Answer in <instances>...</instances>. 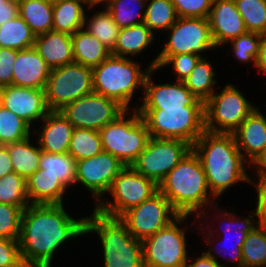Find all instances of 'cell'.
I'll return each instance as SVG.
<instances>
[{
    "label": "cell",
    "instance_id": "1",
    "mask_svg": "<svg viewBox=\"0 0 266 267\" xmlns=\"http://www.w3.org/2000/svg\"><path fill=\"white\" fill-rule=\"evenodd\" d=\"M86 217L74 219L63 204H30L22 212L20 257L25 267H51L53 254L67 240L85 234Z\"/></svg>",
    "mask_w": 266,
    "mask_h": 267
},
{
    "label": "cell",
    "instance_id": "2",
    "mask_svg": "<svg viewBox=\"0 0 266 267\" xmlns=\"http://www.w3.org/2000/svg\"><path fill=\"white\" fill-rule=\"evenodd\" d=\"M199 157L210 194L215 199L238 182H252L245 168L251 165L239 151L233 133L204 131L192 146Z\"/></svg>",
    "mask_w": 266,
    "mask_h": 267
},
{
    "label": "cell",
    "instance_id": "3",
    "mask_svg": "<svg viewBox=\"0 0 266 267\" xmlns=\"http://www.w3.org/2000/svg\"><path fill=\"white\" fill-rule=\"evenodd\" d=\"M159 191L180 215L202 216L213 204L206 175L197 154L191 150L158 184ZM209 192V193H208ZM211 196V197H210Z\"/></svg>",
    "mask_w": 266,
    "mask_h": 267
},
{
    "label": "cell",
    "instance_id": "4",
    "mask_svg": "<svg viewBox=\"0 0 266 267\" xmlns=\"http://www.w3.org/2000/svg\"><path fill=\"white\" fill-rule=\"evenodd\" d=\"M97 233L103 247L104 267H144L142 241L134 238L119 218L93 210L86 217L85 234Z\"/></svg>",
    "mask_w": 266,
    "mask_h": 267
},
{
    "label": "cell",
    "instance_id": "5",
    "mask_svg": "<svg viewBox=\"0 0 266 267\" xmlns=\"http://www.w3.org/2000/svg\"><path fill=\"white\" fill-rule=\"evenodd\" d=\"M137 61L110 54L98 66L92 68L94 93L116 100L126 110L133 94L144 88L146 76L152 68L142 71Z\"/></svg>",
    "mask_w": 266,
    "mask_h": 267
},
{
    "label": "cell",
    "instance_id": "6",
    "mask_svg": "<svg viewBox=\"0 0 266 267\" xmlns=\"http://www.w3.org/2000/svg\"><path fill=\"white\" fill-rule=\"evenodd\" d=\"M135 109L147 124L150 137L180 139L193 146L205 131L204 106Z\"/></svg>",
    "mask_w": 266,
    "mask_h": 267
},
{
    "label": "cell",
    "instance_id": "7",
    "mask_svg": "<svg viewBox=\"0 0 266 267\" xmlns=\"http://www.w3.org/2000/svg\"><path fill=\"white\" fill-rule=\"evenodd\" d=\"M133 110L132 116L127 118L130 109L125 110L99 130L103 151L117 157L125 166H131L136 161L150 138L147 124L138 110Z\"/></svg>",
    "mask_w": 266,
    "mask_h": 267
},
{
    "label": "cell",
    "instance_id": "8",
    "mask_svg": "<svg viewBox=\"0 0 266 267\" xmlns=\"http://www.w3.org/2000/svg\"><path fill=\"white\" fill-rule=\"evenodd\" d=\"M158 191V184L154 180L144 177L132 166H125L113 180L109 190L113 202L101 199L94 210L104 216L120 218L125 212L140 205Z\"/></svg>",
    "mask_w": 266,
    "mask_h": 267
},
{
    "label": "cell",
    "instance_id": "9",
    "mask_svg": "<svg viewBox=\"0 0 266 267\" xmlns=\"http://www.w3.org/2000/svg\"><path fill=\"white\" fill-rule=\"evenodd\" d=\"M50 111L93 93L92 68L73 62L50 70L44 89Z\"/></svg>",
    "mask_w": 266,
    "mask_h": 267
},
{
    "label": "cell",
    "instance_id": "10",
    "mask_svg": "<svg viewBox=\"0 0 266 267\" xmlns=\"http://www.w3.org/2000/svg\"><path fill=\"white\" fill-rule=\"evenodd\" d=\"M255 108L229 83L204 103V128L214 133H233Z\"/></svg>",
    "mask_w": 266,
    "mask_h": 267
},
{
    "label": "cell",
    "instance_id": "11",
    "mask_svg": "<svg viewBox=\"0 0 266 267\" xmlns=\"http://www.w3.org/2000/svg\"><path fill=\"white\" fill-rule=\"evenodd\" d=\"M189 215H179L169 225L142 240L144 267H185L188 259L184 223ZM181 228V229H180Z\"/></svg>",
    "mask_w": 266,
    "mask_h": 267
},
{
    "label": "cell",
    "instance_id": "12",
    "mask_svg": "<svg viewBox=\"0 0 266 267\" xmlns=\"http://www.w3.org/2000/svg\"><path fill=\"white\" fill-rule=\"evenodd\" d=\"M191 150L192 146L180 139L150 137L131 166L159 184Z\"/></svg>",
    "mask_w": 266,
    "mask_h": 267
},
{
    "label": "cell",
    "instance_id": "13",
    "mask_svg": "<svg viewBox=\"0 0 266 267\" xmlns=\"http://www.w3.org/2000/svg\"><path fill=\"white\" fill-rule=\"evenodd\" d=\"M179 215L167 198L158 191L151 198L125 212L119 219L134 238L142 241L169 225Z\"/></svg>",
    "mask_w": 266,
    "mask_h": 267
},
{
    "label": "cell",
    "instance_id": "14",
    "mask_svg": "<svg viewBox=\"0 0 266 267\" xmlns=\"http://www.w3.org/2000/svg\"><path fill=\"white\" fill-rule=\"evenodd\" d=\"M125 110L116 100L93 92L65 105L59 112L74 128L99 131Z\"/></svg>",
    "mask_w": 266,
    "mask_h": 267
},
{
    "label": "cell",
    "instance_id": "15",
    "mask_svg": "<svg viewBox=\"0 0 266 267\" xmlns=\"http://www.w3.org/2000/svg\"><path fill=\"white\" fill-rule=\"evenodd\" d=\"M170 35L159 55L196 54L208 49H216L213 42L208 18L178 17L167 30Z\"/></svg>",
    "mask_w": 266,
    "mask_h": 267
},
{
    "label": "cell",
    "instance_id": "16",
    "mask_svg": "<svg viewBox=\"0 0 266 267\" xmlns=\"http://www.w3.org/2000/svg\"><path fill=\"white\" fill-rule=\"evenodd\" d=\"M124 167L117 157L102 151L94 157L77 161L76 182L82 183L93 193L98 204L101 196L108 194L113 180Z\"/></svg>",
    "mask_w": 266,
    "mask_h": 267
},
{
    "label": "cell",
    "instance_id": "17",
    "mask_svg": "<svg viewBox=\"0 0 266 267\" xmlns=\"http://www.w3.org/2000/svg\"><path fill=\"white\" fill-rule=\"evenodd\" d=\"M157 70L151 69L144 83L143 104L138 108H182L184 106H204L185 86L183 81L175 83L154 84L151 74Z\"/></svg>",
    "mask_w": 266,
    "mask_h": 267
},
{
    "label": "cell",
    "instance_id": "18",
    "mask_svg": "<svg viewBox=\"0 0 266 267\" xmlns=\"http://www.w3.org/2000/svg\"><path fill=\"white\" fill-rule=\"evenodd\" d=\"M2 106L24 119L30 126L33 121L42 120L50 112L44 90L30 87H3Z\"/></svg>",
    "mask_w": 266,
    "mask_h": 267
},
{
    "label": "cell",
    "instance_id": "19",
    "mask_svg": "<svg viewBox=\"0 0 266 267\" xmlns=\"http://www.w3.org/2000/svg\"><path fill=\"white\" fill-rule=\"evenodd\" d=\"M208 21L216 49L247 32L234 0H213Z\"/></svg>",
    "mask_w": 266,
    "mask_h": 267
},
{
    "label": "cell",
    "instance_id": "20",
    "mask_svg": "<svg viewBox=\"0 0 266 267\" xmlns=\"http://www.w3.org/2000/svg\"><path fill=\"white\" fill-rule=\"evenodd\" d=\"M233 135L239 151L251 165L266 148V117L255 108Z\"/></svg>",
    "mask_w": 266,
    "mask_h": 267
},
{
    "label": "cell",
    "instance_id": "21",
    "mask_svg": "<svg viewBox=\"0 0 266 267\" xmlns=\"http://www.w3.org/2000/svg\"><path fill=\"white\" fill-rule=\"evenodd\" d=\"M50 70L34 47L19 50L13 68L12 85L44 90Z\"/></svg>",
    "mask_w": 266,
    "mask_h": 267
},
{
    "label": "cell",
    "instance_id": "22",
    "mask_svg": "<svg viewBox=\"0 0 266 267\" xmlns=\"http://www.w3.org/2000/svg\"><path fill=\"white\" fill-rule=\"evenodd\" d=\"M42 121L44 124L37 133L40 149L48 153H68L73 125L59 111H50Z\"/></svg>",
    "mask_w": 266,
    "mask_h": 267
},
{
    "label": "cell",
    "instance_id": "23",
    "mask_svg": "<svg viewBox=\"0 0 266 267\" xmlns=\"http://www.w3.org/2000/svg\"><path fill=\"white\" fill-rule=\"evenodd\" d=\"M34 48L50 69L75 62L70 34L51 30L37 35Z\"/></svg>",
    "mask_w": 266,
    "mask_h": 267
},
{
    "label": "cell",
    "instance_id": "24",
    "mask_svg": "<svg viewBox=\"0 0 266 267\" xmlns=\"http://www.w3.org/2000/svg\"><path fill=\"white\" fill-rule=\"evenodd\" d=\"M26 184L30 204H63L67 188L58 178L41 174L40 168L26 179Z\"/></svg>",
    "mask_w": 266,
    "mask_h": 267
},
{
    "label": "cell",
    "instance_id": "25",
    "mask_svg": "<svg viewBox=\"0 0 266 267\" xmlns=\"http://www.w3.org/2000/svg\"><path fill=\"white\" fill-rule=\"evenodd\" d=\"M73 57L76 63L94 68L104 61L111 51L84 28L72 35Z\"/></svg>",
    "mask_w": 266,
    "mask_h": 267
},
{
    "label": "cell",
    "instance_id": "26",
    "mask_svg": "<svg viewBox=\"0 0 266 267\" xmlns=\"http://www.w3.org/2000/svg\"><path fill=\"white\" fill-rule=\"evenodd\" d=\"M83 4L87 0H63L53 4V31L73 35L76 31L84 28L85 16L87 15Z\"/></svg>",
    "mask_w": 266,
    "mask_h": 267
},
{
    "label": "cell",
    "instance_id": "27",
    "mask_svg": "<svg viewBox=\"0 0 266 267\" xmlns=\"http://www.w3.org/2000/svg\"><path fill=\"white\" fill-rule=\"evenodd\" d=\"M152 32L144 23L136 26L120 28L112 55L125 57L138 55L155 40Z\"/></svg>",
    "mask_w": 266,
    "mask_h": 267
},
{
    "label": "cell",
    "instance_id": "28",
    "mask_svg": "<svg viewBox=\"0 0 266 267\" xmlns=\"http://www.w3.org/2000/svg\"><path fill=\"white\" fill-rule=\"evenodd\" d=\"M13 165L18 175L29 178L39 169L42 150L30 143V136L22 141L6 145Z\"/></svg>",
    "mask_w": 266,
    "mask_h": 267
},
{
    "label": "cell",
    "instance_id": "29",
    "mask_svg": "<svg viewBox=\"0 0 266 267\" xmlns=\"http://www.w3.org/2000/svg\"><path fill=\"white\" fill-rule=\"evenodd\" d=\"M19 15L36 36L52 30L53 4L47 0H24Z\"/></svg>",
    "mask_w": 266,
    "mask_h": 267
},
{
    "label": "cell",
    "instance_id": "30",
    "mask_svg": "<svg viewBox=\"0 0 266 267\" xmlns=\"http://www.w3.org/2000/svg\"><path fill=\"white\" fill-rule=\"evenodd\" d=\"M76 164L77 161L69 153L57 154L42 151L39 168L41 174H50L58 178L68 188L71 184H76Z\"/></svg>",
    "mask_w": 266,
    "mask_h": 267
},
{
    "label": "cell",
    "instance_id": "31",
    "mask_svg": "<svg viewBox=\"0 0 266 267\" xmlns=\"http://www.w3.org/2000/svg\"><path fill=\"white\" fill-rule=\"evenodd\" d=\"M36 35L18 15L0 26V48L24 50L34 47Z\"/></svg>",
    "mask_w": 266,
    "mask_h": 267
},
{
    "label": "cell",
    "instance_id": "32",
    "mask_svg": "<svg viewBox=\"0 0 266 267\" xmlns=\"http://www.w3.org/2000/svg\"><path fill=\"white\" fill-rule=\"evenodd\" d=\"M214 67L206 58H201L192 72L186 77L183 82L185 86L193 93L199 100L205 103L215 92L214 85L216 84V75Z\"/></svg>",
    "mask_w": 266,
    "mask_h": 267
},
{
    "label": "cell",
    "instance_id": "33",
    "mask_svg": "<svg viewBox=\"0 0 266 267\" xmlns=\"http://www.w3.org/2000/svg\"><path fill=\"white\" fill-rule=\"evenodd\" d=\"M144 2L146 3L147 0H110L105 8L112 15L117 26L124 28L144 23V8H146Z\"/></svg>",
    "mask_w": 266,
    "mask_h": 267
},
{
    "label": "cell",
    "instance_id": "34",
    "mask_svg": "<svg viewBox=\"0 0 266 267\" xmlns=\"http://www.w3.org/2000/svg\"><path fill=\"white\" fill-rule=\"evenodd\" d=\"M103 151L99 131L85 128H74L68 153L76 160L94 157Z\"/></svg>",
    "mask_w": 266,
    "mask_h": 267
},
{
    "label": "cell",
    "instance_id": "35",
    "mask_svg": "<svg viewBox=\"0 0 266 267\" xmlns=\"http://www.w3.org/2000/svg\"><path fill=\"white\" fill-rule=\"evenodd\" d=\"M87 17L85 16L84 29L112 51L120 31L112 15L105 8L104 11H99L94 16H91L90 20H88L89 23L86 21Z\"/></svg>",
    "mask_w": 266,
    "mask_h": 267
},
{
    "label": "cell",
    "instance_id": "36",
    "mask_svg": "<svg viewBox=\"0 0 266 267\" xmlns=\"http://www.w3.org/2000/svg\"><path fill=\"white\" fill-rule=\"evenodd\" d=\"M147 2L144 24L152 32L159 29L167 31L177 21L176 9L170 0H147Z\"/></svg>",
    "mask_w": 266,
    "mask_h": 267
},
{
    "label": "cell",
    "instance_id": "37",
    "mask_svg": "<svg viewBox=\"0 0 266 267\" xmlns=\"http://www.w3.org/2000/svg\"><path fill=\"white\" fill-rule=\"evenodd\" d=\"M242 267H266V229L256 226L242 248Z\"/></svg>",
    "mask_w": 266,
    "mask_h": 267
},
{
    "label": "cell",
    "instance_id": "38",
    "mask_svg": "<svg viewBox=\"0 0 266 267\" xmlns=\"http://www.w3.org/2000/svg\"><path fill=\"white\" fill-rule=\"evenodd\" d=\"M31 126L21 117L0 106V145L22 141L31 136Z\"/></svg>",
    "mask_w": 266,
    "mask_h": 267
},
{
    "label": "cell",
    "instance_id": "39",
    "mask_svg": "<svg viewBox=\"0 0 266 267\" xmlns=\"http://www.w3.org/2000/svg\"><path fill=\"white\" fill-rule=\"evenodd\" d=\"M0 203L16 205L23 210L30 205L26 179L16 172L0 178Z\"/></svg>",
    "mask_w": 266,
    "mask_h": 267
},
{
    "label": "cell",
    "instance_id": "40",
    "mask_svg": "<svg viewBox=\"0 0 266 267\" xmlns=\"http://www.w3.org/2000/svg\"><path fill=\"white\" fill-rule=\"evenodd\" d=\"M247 32L266 34V0H234Z\"/></svg>",
    "mask_w": 266,
    "mask_h": 267
},
{
    "label": "cell",
    "instance_id": "41",
    "mask_svg": "<svg viewBox=\"0 0 266 267\" xmlns=\"http://www.w3.org/2000/svg\"><path fill=\"white\" fill-rule=\"evenodd\" d=\"M203 56L196 54H176V55H158L151 63L150 68L158 69L164 67L165 65L172 64L173 70L177 74L176 80L183 81L186 77L190 75L192 69L196 66L198 61Z\"/></svg>",
    "mask_w": 266,
    "mask_h": 267
},
{
    "label": "cell",
    "instance_id": "42",
    "mask_svg": "<svg viewBox=\"0 0 266 267\" xmlns=\"http://www.w3.org/2000/svg\"><path fill=\"white\" fill-rule=\"evenodd\" d=\"M261 34L255 32H246L230 41L234 57L243 63L254 62L256 67V58L258 56Z\"/></svg>",
    "mask_w": 266,
    "mask_h": 267
},
{
    "label": "cell",
    "instance_id": "43",
    "mask_svg": "<svg viewBox=\"0 0 266 267\" xmlns=\"http://www.w3.org/2000/svg\"><path fill=\"white\" fill-rule=\"evenodd\" d=\"M23 209L0 203V238L19 240Z\"/></svg>",
    "mask_w": 266,
    "mask_h": 267
},
{
    "label": "cell",
    "instance_id": "44",
    "mask_svg": "<svg viewBox=\"0 0 266 267\" xmlns=\"http://www.w3.org/2000/svg\"><path fill=\"white\" fill-rule=\"evenodd\" d=\"M222 213H223V215L225 217L224 220L228 219L227 220L228 222L226 223V226L223 225V226H225L224 229H226V231L228 233H232L234 231L236 232L235 233L236 237L233 236V237H235L234 238L235 239L234 244H238V246L240 248H242V245H243L244 241L246 240L247 234L250 233L254 228H256V226H258L257 221H255V219H254V216L255 217L257 216L256 211L253 213V215H250L249 217L244 218L242 221H240V219L236 220L235 216H238V215L234 214V212L233 213L232 212L229 213V210H228V212H226V210H225V212L222 211ZM230 216H232L231 217L232 219L229 218ZM253 222H255V224Z\"/></svg>",
    "mask_w": 266,
    "mask_h": 267
},
{
    "label": "cell",
    "instance_id": "45",
    "mask_svg": "<svg viewBox=\"0 0 266 267\" xmlns=\"http://www.w3.org/2000/svg\"><path fill=\"white\" fill-rule=\"evenodd\" d=\"M178 17L208 18L213 0H170Z\"/></svg>",
    "mask_w": 266,
    "mask_h": 267
},
{
    "label": "cell",
    "instance_id": "46",
    "mask_svg": "<svg viewBox=\"0 0 266 267\" xmlns=\"http://www.w3.org/2000/svg\"><path fill=\"white\" fill-rule=\"evenodd\" d=\"M0 267H25L18 240L0 238Z\"/></svg>",
    "mask_w": 266,
    "mask_h": 267
},
{
    "label": "cell",
    "instance_id": "47",
    "mask_svg": "<svg viewBox=\"0 0 266 267\" xmlns=\"http://www.w3.org/2000/svg\"><path fill=\"white\" fill-rule=\"evenodd\" d=\"M18 50L0 48V87L11 86Z\"/></svg>",
    "mask_w": 266,
    "mask_h": 267
},
{
    "label": "cell",
    "instance_id": "48",
    "mask_svg": "<svg viewBox=\"0 0 266 267\" xmlns=\"http://www.w3.org/2000/svg\"><path fill=\"white\" fill-rule=\"evenodd\" d=\"M258 180V183L252 180V182L249 184L255 185L257 188V224L259 227L266 229V179Z\"/></svg>",
    "mask_w": 266,
    "mask_h": 267
},
{
    "label": "cell",
    "instance_id": "49",
    "mask_svg": "<svg viewBox=\"0 0 266 267\" xmlns=\"http://www.w3.org/2000/svg\"><path fill=\"white\" fill-rule=\"evenodd\" d=\"M19 15V5L5 1L0 7V26L7 21L13 20Z\"/></svg>",
    "mask_w": 266,
    "mask_h": 267
},
{
    "label": "cell",
    "instance_id": "50",
    "mask_svg": "<svg viewBox=\"0 0 266 267\" xmlns=\"http://www.w3.org/2000/svg\"><path fill=\"white\" fill-rule=\"evenodd\" d=\"M12 172L14 170L8 148L6 145H0V178Z\"/></svg>",
    "mask_w": 266,
    "mask_h": 267
},
{
    "label": "cell",
    "instance_id": "51",
    "mask_svg": "<svg viewBox=\"0 0 266 267\" xmlns=\"http://www.w3.org/2000/svg\"><path fill=\"white\" fill-rule=\"evenodd\" d=\"M233 247H232V249H230V251L232 252V254H231V257H229L230 259H231V262H235L236 263V265H237V267H242V251H241V248L238 246V244H233L232 245ZM214 251V252H216L217 254H213L211 251ZM219 251H220V248H219ZM219 251H216V249H215V247H214V249H212L211 247L205 252V254L207 255V256H209V257H211L212 259H214L215 261H217V257L215 256V255H220L221 253V251L219 252ZM223 251H226V250H223ZM224 253V252H223ZM226 253V252H225ZM221 256H223L222 254H221Z\"/></svg>",
    "mask_w": 266,
    "mask_h": 267
},
{
    "label": "cell",
    "instance_id": "52",
    "mask_svg": "<svg viewBox=\"0 0 266 267\" xmlns=\"http://www.w3.org/2000/svg\"><path fill=\"white\" fill-rule=\"evenodd\" d=\"M225 264L221 265L218 261H215L211 257L203 253L200 257L195 259V262H186L185 267H225Z\"/></svg>",
    "mask_w": 266,
    "mask_h": 267
},
{
    "label": "cell",
    "instance_id": "53",
    "mask_svg": "<svg viewBox=\"0 0 266 267\" xmlns=\"http://www.w3.org/2000/svg\"><path fill=\"white\" fill-rule=\"evenodd\" d=\"M256 67L266 74V34L261 35L258 56L256 58Z\"/></svg>",
    "mask_w": 266,
    "mask_h": 267
},
{
    "label": "cell",
    "instance_id": "54",
    "mask_svg": "<svg viewBox=\"0 0 266 267\" xmlns=\"http://www.w3.org/2000/svg\"><path fill=\"white\" fill-rule=\"evenodd\" d=\"M252 164L257 166L256 174L258 178L266 179V148Z\"/></svg>",
    "mask_w": 266,
    "mask_h": 267
},
{
    "label": "cell",
    "instance_id": "55",
    "mask_svg": "<svg viewBox=\"0 0 266 267\" xmlns=\"http://www.w3.org/2000/svg\"><path fill=\"white\" fill-rule=\"evenodd\" d=\"M89 2V8H93L96 4H101L102 3L105 5L110 1V0H87Z\"/></svg>",
    "mask_w": 266,
    "mask_h": 267
},
{
    "label": "cell",
    "instance_id": "56",
    "mask_svg": "<svg viewBox=\"0 0 266 267\" xmlns=\"http://www.w3.org/2000/svg\"><path fill=\"white\" fill-rule=\"evenodd\" d=\"M7 1L20 5L24 0H7Z\"/></svg>",
    "mask_w": 266,
    "mask_h": 267
},
{
    "label": "cell",
    "instance_id": "57",
    "mask_svg": "<svg viewBox=\"0 0 266 267\" xmlns=\"http://www.w3.org/2000/svg\"><path fill=\"white\" fill-rule=\"evenodd\" d=\"M47 1H49L51 4H56V3L61 2L63 0H47Z\"/></svg>",
    "mask_w": 266,
    "mask_h": 267
},
{
    "label": "cell",
    "instance_id": "58",
    "mask_svg": "<svg viewBox=\"0 0 266 267\" xmlns=\"http://www.w3.org/2000/svg\"><path fill=\"white\" fill-rule=\"evenodd\" d=\"M2 105V87H0V106Z\"/></svg>",
    "mask_w": 266,
    "mask_h": 267
},
{
    "label": "cell",
    "instance_id": "59",
    "mask_svg": "<svg viewBox=\"0 0 266 267\" xmlns=\"http://www.w3.org/2000/svg\"><path fill=\"white\" fill-rule=\"evenodd\" d=\"M6 0H0V7L3 6V3L5 2Z\"/></svg>",
    "mask_w": 266,
    "mask_h": 267
}]
</instances>
